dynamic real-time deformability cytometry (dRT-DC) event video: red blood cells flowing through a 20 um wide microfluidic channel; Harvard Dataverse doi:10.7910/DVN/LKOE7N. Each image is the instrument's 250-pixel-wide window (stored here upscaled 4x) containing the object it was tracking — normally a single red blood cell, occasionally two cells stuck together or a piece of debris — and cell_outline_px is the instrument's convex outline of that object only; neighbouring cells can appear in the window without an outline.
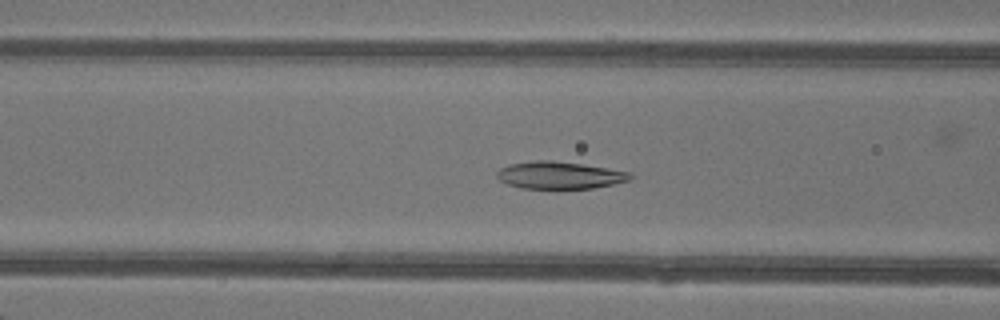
{"species": "common noctule bat (a hibernating species)", "species_latin": "Nyctalus noctula", "temperature_condition": "warm", "stored_images_in_passage": 49, "camera_frame_rate_fps": 3000, "um_per_image_px": 0.085, "animal": {"sex": "female"}, "frame": {"image": 1, "passage_image": 20, "time_ms": 6.333, "image_size_px": [1000, 320], "cell_outline_px": [[632, 180], [592, 188], [556, 192], [520, 188], [508, 184], [500, 180], [496, 176], [496, 172], [500, 168], [508, 164], [536, 160], [552, 160], [580, 164], [632, 172]], "centroid_in_image_um": [47.54, 14.94], "position_along_channel_um": 119.1, "area_um2": 22.14}}
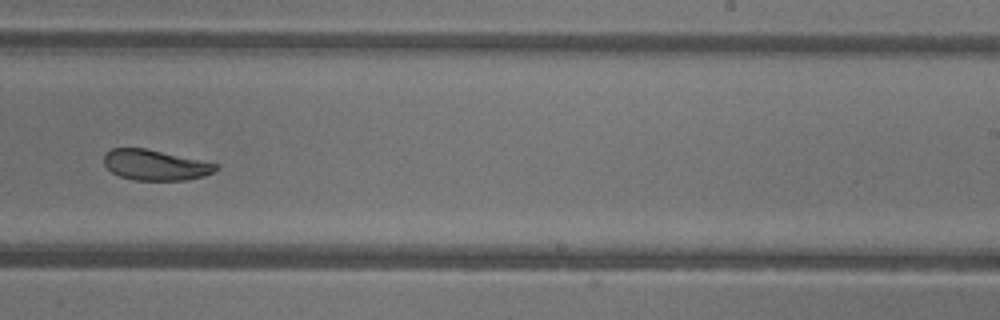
{"frame": {"image": 2, "passage_image": 31, "time_ms": 10.0, "image_size_px": [1000, 320], "cell_outline_px": [[220, 168], [204, 176], [188, 180], [132, 180], [120, 176], [112, 172], [104, 164], [104, 152], [112, 148], [144, 148], [220, 164]], "centroid_in_image_um": [13.2, 14.03], "position_along_channel_um": 275.8, "area_um2": 19.94}}
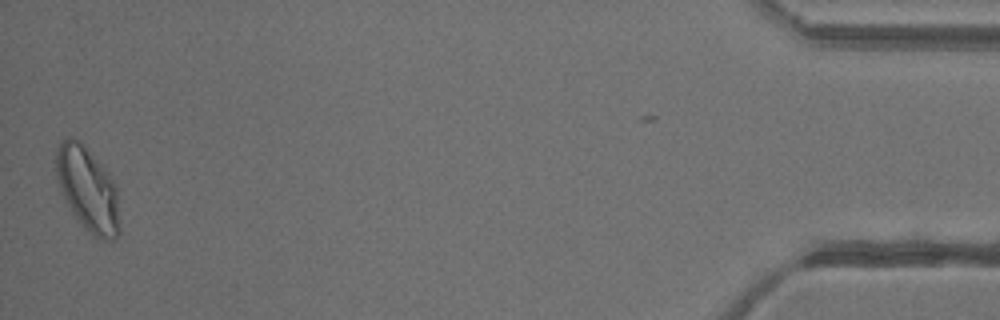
{"frame": {"image": 3, "passage_image": 48, "time_ms": 15.667, "image_size_px": [1000, 320], "cell_outline_px": [[120, 232], [116, 240], [104, 240], [96, 236], [84, 228], [72, 212], [60, 192], [56, 176], [56, 152], [60, 140], [64, 136], [72, 136], [80, 140], [84, 144], [112, 176], [116, 184], [120, 228]], "centroid_in_image_um": [7.46, 16.04], "position_along_channel_um": 427.7, "area_um2": 31.73}, "authors_computed_cell_mechanics": {"area_um2": 22.9466, "velocity_mm_per_s": 4.2917, "shape_relaxation_time_tau1_ms": 6.7093, "shape_relaxation_time_tau2_ms": 3.1371, "deformation_change_tau1": 0.177, "deformation_change_tau2": 0.0604}}